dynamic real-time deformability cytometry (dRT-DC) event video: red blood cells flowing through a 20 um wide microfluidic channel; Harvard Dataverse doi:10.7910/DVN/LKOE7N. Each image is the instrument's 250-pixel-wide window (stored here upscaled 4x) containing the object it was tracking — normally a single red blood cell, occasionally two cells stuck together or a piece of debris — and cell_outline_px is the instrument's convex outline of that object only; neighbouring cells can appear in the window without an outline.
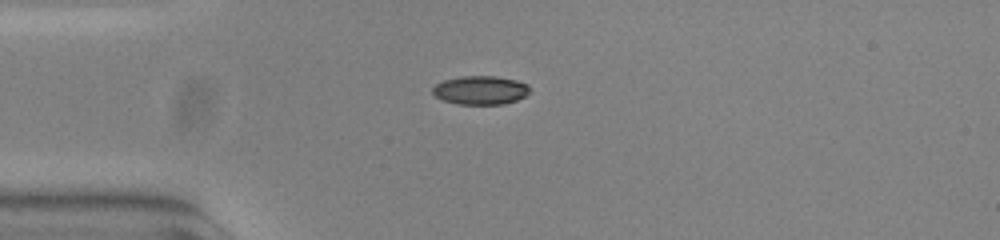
{"species": "common noctule bat (a hibernating species)", "species_latin": "Nyctalus noctula", "temperature_condition": "warm", "stored_images_in_passage": 41, "camera_frame_rate_fps": 3000, "um_per_image_px": 0.085, "animal": {"sex": "female", "body_mass_g": 23.0, "forearm_length_mm": 53.4}, "frame": {"image": 1, "passage_image": 1, "time_ms": 0.0, "image_size_px": [1000, 240], "cell_outline_px": [[532, 92], [516, 100], [504, 104], [456, 104], [444, 100], [436, 96], [432, 92], [432, 88], [436, 84], [444, 80], [460, 76], [496, 76], [516, 80], [528, 84]], "centroid_in_image_um": [40.86, 7.66], "position_along_channel_um": 44.1, "area_um2": 16.3}}
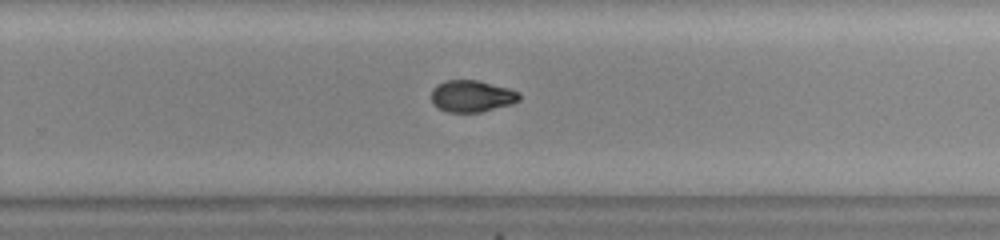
{"frame": {"image": 2, "passage_image": 22, "time_ms": 7.0, "image_size_px": [1000, 240], "cell_outline_px": [[520, 100], [512, 104], [480, 112], [448, 112], [432, 104], [432, 88], [448, 80], [476, 80], [508, 88], [520, 92]], "centroid_in_image_um": [40.12, 8.18], "position_along_channel_um": 289.7, "area_um2": 16.13}}
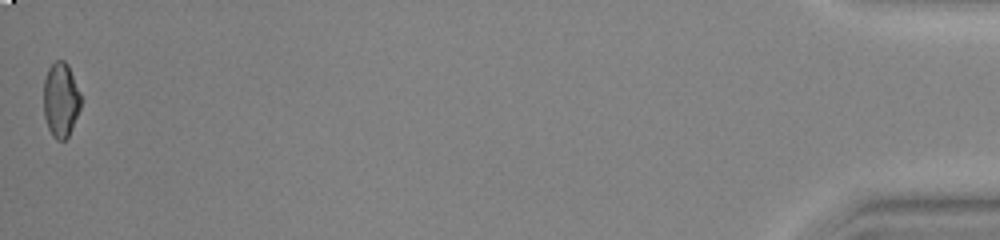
{"frame": {"image": 3, "passage_image": 41, "time_ms": 13.333, "image_size_px": [1000, 240], "cell_outline_px": [[80, 108], [72, 128], [68, 136], [64, 140], [56, 140], [52, 136], [48, 128], [44, 116], [44, 80], [48, 68], [56, 60], [64, 60], [68, 64], [80, 92]], "centroid_in_image_um": [5.16, 8.48], "position_along_channel_um": 430.0, "area_um2": 16.18}, "authors_computed_cell_mechanics": {"area_um2": 16.5308, "velocity_mm_per_s": 3.7923, "shape_relaxation_time_tau1_ms": null, "shape_relaxation_time_tau2_ms": 2.3954, "deformation_change_tau1": null, "deformation_change_tau2": 0.0582}}